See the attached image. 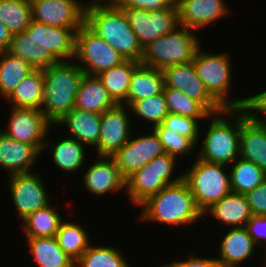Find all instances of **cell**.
Wrapping results in <instances>:
<instances>
[{"label":"cell","mask_w":266,"mask_h":267,"mask_svg":"<svg viewBox=\"0 0 266 267\" xmlns=\"http://www.w3.org/2000/svg\"><path fill=\"white\" fill-rule=\"evenodd\" d=\"M78 30L53 27L32 19L25 31L13 34L7 52L24 59L34 69L74 60Z\"/></svg>","instance_id":"6da1fadb"},{"label":"cell","mask_w":266,"mask_h":267,"mask_svg":"<svg viewBox=\"0 0 266 267\" xmlns=\"http://www.w3.org/2000/svg\"><path fill=\"white\" fill-rule=\"evenodd\" d=\"M139 207L143 208L138 217L140 222H156L172 228L190 224L192 226L204 217L184 179L151 195Z\"/></svg>","instance_id":"7a4b0ae2"},{"label":"cell","mask_w":266,"mask_h":267,"mask_svg":"<svg viewBox=\"0 0 266 267\" xmlns=\"http://www.w3.org/2000/svg\"><path fill=\"white\" fill-rule=\"evenodd\" d=\"M85 24L125 60L140 62L143 48L124 11L111 1L86 6Z\"/></svg>","instance_id":"3957f363"},{"label":"cell","mask_w":266,"mask_h":267,"mask_svg":"<svg viewBox=\"0 0 266 267\" xmlns=\"http://www.w3.org/2000/svg\"><path fill=\"white\" fill-rule=\"evenodd\" d=\"M44 97L41 111L47 120L56 124L74 107L76 95L84 76L74 61H59L43 69Z\"/></svg>","instance_id":"277c9868"},{"label":"cell","mask_w":266,"mask_h":267,"mask_svg":"<svg viewBox=\"0 0 266 267\" xmlns=\"http://www.w3.org/2000/svg\"><path fill=\"white\" fill-rule=\"evenodd\" d=\"M209 119V127L205 137L202 135L200 150L197 151L199 155L195 156L207 162L230 166L240 158L241 108L224 109L211 114Z\"/></svg>","instance_id":"5b68a950"},{"label":"cell","mask_w":266,"mask_h":267,"mask_svg":"<svg viewBox=\"0 0 266 267\" xmlns=\"http://www.w3.org/2000/svg\"><path fill=\"white\" fill-rule=\"evenodd\" d=\"M226 52L210 53L203 51L201 46L197 50L193 65L197 76L205 85L209 94L224 109L245 108L248 97L229 99L232 90V64L231 57Z\"/></svg>","instance_id":"8992f818"},{"label":"cell","mask_w":266,"mask_h":267,"mask_svg":"<svg viewBox=\"0 0 266 267\" xmlns=\"http://www.w3.org/2000/svg\"><path fill=\"white\" fill-rule=\"evenodd\" d=\"M196 34L179 25L144 47L140 63L163 70L171 65L192 62L201 44Z\"/></svg>","instance_id":"52a82bcc"},{"label":"cell","mask_w":266,"mask_h":267,"mask_svg":"<svg viewBox=\"0 0 266 267\" xmlns=\"http://www.w3.org/2000/svg\"><path fill=\"white\" fill-rule=\"evenodd\" d=\"M228 167L196 158L183 173V179L188 183L202 213L231 192Z\"/></svg>","instance_id":"ba28073f"},{"label":"cell","mask_w":266,"mask_h":267,"mask_svg":"<svg viewBox=\"0 0 266 267\" xmlns=\"http://www.w3.org/2000/svg\"><path fill=\"white\" fill-rule=\"evenodd\" d=\"M179 159L170 154L155 157L147 165L135 171L126 179V195L135 206H140L151 195L160 192L164 187L183 179V174L176 176L174 169ZM176 176V178H173Z\"/></svg>","instance_id":"9c48e42d"},{"label":"cell","mask_w":266,"mask_h":267,"mask_svg":"<svg viewBox=\"0 0 266 267\" xmlns=\"http://www.w3.org/2000/svg\"><path fill=\"white\" fill-rule=\"evenodd\" d=\"M74 61L83 69L85 74L97 76L120 65L125 59L84 24L76 32Z\"/></svg>","instance_id":"30bf717a"},{"label":"cell","mask_w":266,"mask_h":267,"mask_svg":"<svg viewBox=\"0 0 266 267\" xmlns=\"http://www.w3.org/2000/svg\"><path fill=\"white\" fill-rule=\"evenodd\" d=\"M10 108L7 126L1 131L13 140L34 146L41 154L46 152V138L53 125L43 112L33 108Z\"/></svg>","instance_id":"8fae6325"},{"label":"cell","mask_w":266,"mask_h":267,"mask_svg":"<svg viewBox=\"0 0 266 267\" xmlns=\"http://www.w3.org/2000/svg\"><path fill=\"white\" fill-rule=\"evenodd\" d=\"M142 48L179 26L176 2L164 11H145L138 8L122 9Z\"/></svg>","instance_id":"7c38bea8"},{"label":"cell","mask_w":266,"mask_h":267,"mask_svg":"<svg viewBox=\"0 0 266 267\" xmlns=\"http://www.w3.org/2000/svg\"><path fill=\"white\" fill-rule=\"evenodd\" d=\"M38 172L13 174L7 177L8 190L19 219L46 207L51 203L44 180Z\"/></svg>","instance_id":"4fadbf2b"},{"label":"cell","mask_w":266,"mask_h":267,"mask_svg":"<svg viewBox=\"0 0 266 267\" xmlns=\"http://www.w3.org/2000/svg\"><path fill=\"white\" fill-rule=\"evenodd\" d=\"M148 129L151 130V134L131 136L130 140L112 156L125 179L155 157L166 153L155 131L151 128Z\"/></svg>","instance_id":"5bb4252c"},{"label":"cell","mask_w":266,"mask_h":267,"mask_svg":"<svg viewBox=\"0 0 266 267\" xmlns=\"http://www.w3.org/2000/svg\"><path fill=\"white\" fill-rule=\"evenodd\" d=\"M128 110V106L116 104L101 114L98 156L112 157L130 140L131 126L135 122H131L133 118L130 119L132 116Z\"/></svg>","instance_id":"9a60e30c"},{"label":"cell","mask_w":266,"mask_h":267,"mask_svg":"<svg viewBox=\"0 0 266 267\" xmlns=\"http://www.w3.org/2000/svg\"><path fill=\"white\" fill-rule=\"evenodd\" d=\"M32 19L53 27L80 29L85 24L83 0H30Z\"/></svg>","instance_id":"2e32d148"},{"label":"cell","mask_w":266,"mask_h":267,"mask_svg":"<svg viewBox=\"0 0 266 267\" xmlns=\"http://www.w3.org/2000/svg\"><path fill=\"white\" fill-rule=\"evenodd\" d=\"M162 71L166 87L184 92L188 97L200 102L211 114L224 110L197 76L193 62L171 65Z\"/></svg>","instance_id":"e0dca14e"},{"label":"cell","mask_w":266,"mask_h":267,"mask_svg":"<svg viewBox=\"0 0 266 267\" xmlns=\"http://www.w3.org/2000/svg\"><path fill=\"white\" fill-rule=\"evenodd\" d=\"M82 178L85 189L92 193V196L100 197L107 193L126 191V179L112 157L96 156V160L88 166Z\"/></svg>","instance_id":"ac0fdd59"},{"label":"cell","mask_w":266,"mask_h":267,"mask_svg":"<svg viewBox=\"0 0 266 267\" xmlns=\"http://www.w3.org/2000/svg\"><path fill=\"white\" fill-rule=\"evenodd\" d=\"M176 5L179 25L196 32L231 12L225 0H176Z\"/></svg>","instance_id":"d6986e66"},{"label":"cell","mask_w":266,"mask_h":267,"mask_svg":"<svg viewBox=\"0 0 266 267\" xmlns=\"http://www.w3.org/2000/svg\"><path fill=\"white\" fill-rule=\"evenodd\" d=\"M240 158L252 162L266 173V122L241 108Z\"/></svg>","instance_id":"ffe728a7"},{"label":"cell","mask_w":266,"mask_h":267,"mask_svg":"<svg viewBox=\"0 0 266 267\" xmlns=\"http://www.w3.org/2000/svg\"><path fill=\"white\" fill-rule=\"evenodd\" d=\"M40 156L41 153L34 146L13 140L0 130V167L8 172L7 177L33 172Z\"/></svg>","instance_id":"44dd1931"},{"label":"cell","mask_w":266,"mask_h":267,"mask_svg":"<svg viewBox=\"0 0 266 267\" xmlns=\"http://www.w3.org/2000/svg\"><path fill=\"white\" fill-rule=\"evenodd\" d=\"M220 242L216 255L220 267H240L257 248L245 227L230 228Z\"/></svg>","instance_id":"7402d4cb"},{"label":"cell","mask_w":266,"mask_h":267,"mask_svg":"<svg viewBox=\"0 0 266 267\" xmlns=\"http://www.w3.org/2000/svg\"><path fill=\"white\" fill-rule=\"evenodd\" d=\"M101 114L74 107L55 125L67 129V136L83 143L87 148H95L98 156V140L100 134ZM70 134V135H69Z\"/></svg>","instance_id":"603a6c76"},{"label":"cell","mask_w":266,"mask_h":267,"mask_svg":"<svg viewBox=\"0 0 266 267\" xmlns=\"http://www.w3.org/2000/svg\"><path fill=\"white\" fill-rule=\"evenodd\" d=\"M228 228L245 227L252 214L244 194L230 192L203 212Z\"/></svg>","instance_id":"cb8c5ba5"},{"label":"cell","mask_w":266,"mask_h":267,"mask_svg":"<svg viewBox=\"0 0 266 267\" xmlns=\"http://www.w3.org/2000/svg\"><path fill=\"white\" fill-rule=\"evenodd\" d=\"M46 139L44 148L46 150L48 148L52 149L50 155H52V163L55 164V167L57 166L56 168L62 170V172L73 174L82 171L81 168L85 166L84 162L87 160L85 154L87 153L86 149H88L83 143L66 135L54 142L48 141V138Z\"/></svg>","instance_id":"d4e9b609"},{"label":"cell","mask_w":266,"mask_h":267,"mask_svg":"<svg viewBox=\"0 0 266 267\" xmlns=\"http://www.w3.org/2000/svg\"><path fill=\"white\" fill-rule=\"evenodd\" d=\"M115 105L99 77L84 74L76 95L75 107L102 114Z\"/></svg>","instance_id":"484cf974"},{"label":"cell","mask_w":266,"mask_h":267,"mask_svg":"<svg viewBox=\"0 0 266 267\" xmlns=\"http://www.w3.org/2000/svg\"><path fill=\"white\" fill-rule=\"evenodd\" d=\"M44 97L43 69L31 71L4 99L15 108H33L41 110Z\"/></svg>","instance_id":"4316f807"},{"label":"cell","mask_w":266,"mask_h":267,"mask_svg":"<svg viewBox=\"0 0 266 267\" xmlns=\"http://www.w3.org/2000/svg\"><path fill=\"white\" fill-rule=\"evenodd\" d=\"M164 74L161 69L139 64L133 73L127 102L124 104L130 106L137 100L152 97L163 92Z\"/></svg>","instance_id":"83f0119b"},{"label":"cell","mask_w":266,"mask_h":267,"mask_svg":"<svg viewBox=\"0 0 266 267\" xmlns=\"http://www.w3.org/2000/svg\"><path fill=\"white\" fill-rule=\"evenodd\" d=\"M26 239L37 267H75V261L60 248L55 236Z\"/></svg>","instance_id":"f1b7e54d"},{"label":"cell","mask_w":266,"mask_h":267,"mask_svg":"<svg viewBox=\"0 0 266 267\" xmlns=\"http://www.w3.org/2000/svg\"><path fill=\"white\" fill-rule=\"evenodd\" d=\"M57 210V205L50 203L23 219L20 225L25 238L54 237L64 220Z\"/></svg>","instance_id":"f546056e"},{"label":"cell","mask_w":266,"mask_h":267,"mask_svg":"<svg viewBox=\"0 0 266 267\" xmlns=\"http://www.w3.org/2000/svg\"><path fill=\"white\" fill-rule=\"evenodd\" d=\"M139 64L140 62L125 60L120 65L97 75L116 104L127 102L129 85L134 70Z\"/></svg>","instance_id":"4dcf8cb0"},{"label":"cell","mask_w":266,"mask_h":267,"mask_svg":"<svg viewBox=\"0 0 266 267\" xmlns=\"http://www.w3.org/2000/svg\"><path fill=\"white\" fill-rule=\"evenodd\" d=\"M90 236L83 225L62 221L55 238L60 248L76 262L91 244Z\"/></svg>","instance_id":"1f68e13d"},{"label":"cell","mask_w":266,"mask_h":267,"mask_svg":"<svg viewBox=\"0 0 266 267\" xmlns=\"http://www.w3.org/2000/svg\"><path fill=\"white\" fill-rule=\"evenodd\" d=\"M34 68L24 59L0 53V95L5 99Z\"/></svg>","instance_id":"d6a6232c"},{"label":"cell","mask_w":266,"mask_h":267,"mask_svg":"<svg viewBox=\"0 0 266 267\" xmlns=\"http://www.w3.org/2000/svg\"><path fill=\"white\" fill-rule=\"evenodd\" d=\"M231 192L246 194L266 180V173L257 165L238 158L229 166Z\"/></svg>","instance_id":"836d02e7"},{"label":"cell","mask_w":266,"mask_h":267,"mask_svg":"<svg viewBox=\"0 0 266 267\" xmlns=\"http://www.w3.org/2000/svg\"><path fill=\"white\" fill-rule=\"evenodd\" d=\"M121 249L90 244L75 262V267H131Z\"/></svg>","instance_id":"e575fe53"},{"label":"cell","mask_w":266,"mask_h":267,"mask_svg":"<svg viewBox=\"0 0 266 267\" xmlns=\"http://www.w3.org/2000/svg\"><path fill=\"white\" fill-rule=\"evenodd\" d=\"M31 20L30 0H0V22L13 34L25 31Z\"/></svg>","instance_id":"d590c367"},{"label":"cell","mask_w":266,"mask_h":267,"mask_svg":"<svg viewBox=\"0 0 266 267\" xmlns=\"http://www.w3.org/2000/svg\"><path fill=\"white\" fill-rule=\"evenodd\" d=\"M163 93L170 113L197 119H209L211 113L197 100L188 97L184 92L164 85Z\"/></svg>","instance_id":"8d00e7d4"},{"label":"cell","mask_w":266,"mask_h":267,"mask_svg":"<svg viewBox=\"0 0 266 267\" xmlns=\"http://www.w3.org/2000/svg\"><path fill=\"white\" fill-rule=\"evenodd\" d=\"M131 115L138 116L141 121L152 123V129L162 124L164 118L169 114L164 93L137 100L129 106Z\"/></svg>","instance_id":"74e56055"},{"label":"cell","mask_w":266,"mask_h":267,"mask_svg":"<svg viewBox=\"0 0 266 267\" xmlns=\"http://www.w3.org/2000/svg\"><path fill=\"white\" fill-rule=\"evenodd\" d=\"M153 130L163 144L165 152L177 159L191 153L197 147L189 138L171 132L163 124L154 127Z\"/></svg>","instance_id":"f35d334b"},{"label":"cell","mask_w":266,"mask_h":267,"mask_svg":"<svg viewBox=\"0 0 266 267\" xmlns=\"http://www.w3.org/2000/svg\"><path fill=\"white\" fill-rule=\"evenodd\" d=\"M200 121L190 117L170 113L164 118L162 124L175 134L189 138L196 146L199 144L201 125Z\"/></svg>","instance_id":"ab89813d"},{"label":"cell","mask_w":266,"mask_h":267,"mask_svg":"<svg viewBox=\"0 0 266 267\" xmlns=\"http://www.w3.org/2000/svg\"><path fill=\"white\" fill-rule=\"evenodd\" d=\"M120 9L138 8L145 11H164L169 9L176 0H110Z\"/></svg>","instance_id":"60d3db41"},{"label":"cell","mask_w":266,"mask_h":267,"mask_svg":"<svg viewBox=\"0 0 266 267\" xmlns=\"http://www.w3.org/2000/svg\"><path fill=\"white\" fill-rule=\"evenodd\" d=\"M252 215H266V180L245 194Z\"/></svg>","instance_id":"b9f144b4"},{"label":"cell","mask_w":266,"mask_h":267,"mask_svg":"<svg viewBox=\"0 0 266 267\" xmlns=\"http://www.w3.org/2000/svg\"><path fill=\"white\" fill-rule=\"evenodd\" d=\"M245 228L257 246L266 244V215H252Z\"/></svg>","instance_id":"7bdbcfd3"},{"label":"cell","mask_w":266,"mask_h":267,"mask_svg":"<svg viewBox=\"0 0 266 267\" xmlns=\"http://www.w3.org/2000/svg\"><path fill=\"white\" fill-rule=\"evenodd\" d=\"M189 259H177L176 261H170L171 263H165L159 267H220L216 257H198L194 253H190Z\"/></svg>","instance_id":"ee69618b"},{"label":"cell","mask_w":266,"mask_h":267,"mask_svg":"<svg viewBox=\"0 0 266 267\" xmlns=\"http://www.w3.org/2000/svg\"><path fill=\"white\" fill-rule=\"evenodd\" d=\"M245 108L252 117L266 122V90L249 96Z\"/></svg>","instance_id":"f6af8a7d"},{"label":"cell","mask_w":266,"mask_h":267,"mask_svg":"<svg viewBox=\"0 0 266 267\" xmlns=\"http://www.w3.org/2000/svg\"><path fill=\"white\" fill-rule=\"evenodd\" d=\"M12 37L13 33L0 22V53L8 51Z\"/></svg>","instance_id":"bcb514c9"},{"label":"cell","mask_w":266,"mask_h":267,"mask_svg":"<svg viewBox=\"0 0 266 267\" xmlns=\"http://www.w3.org/2000/svg\"><path fill=\"white\" fill-rule=\"evenodd\" d=\"M110 0H89V1H85V5H91V4H99V3H106L109 2ZM90 2V3H89Z\"/></svg>","instance_id":"7dc6e473"}]
</instances>
